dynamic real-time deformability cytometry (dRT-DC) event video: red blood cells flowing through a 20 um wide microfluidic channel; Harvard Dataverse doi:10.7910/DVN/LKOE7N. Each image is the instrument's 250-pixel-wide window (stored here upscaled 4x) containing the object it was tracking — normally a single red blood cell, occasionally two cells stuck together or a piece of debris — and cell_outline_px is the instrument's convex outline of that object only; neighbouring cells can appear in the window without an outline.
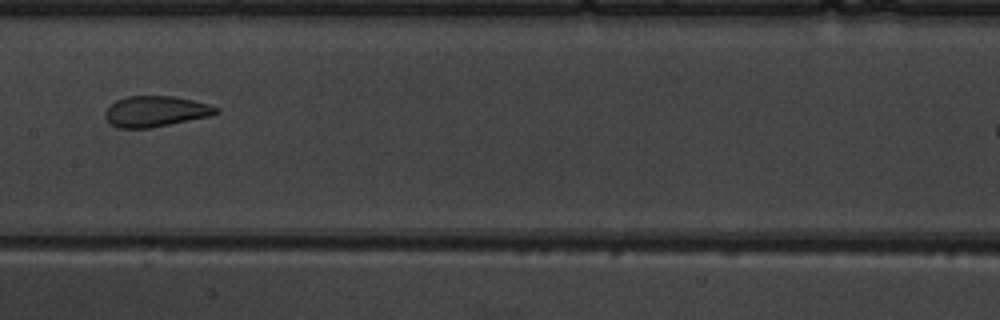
{"species": "common noctule bat (a hibernating species)", "species_latin": "Nyctalus noctula", "temperature_condition": "warm", "stored_images_in_passage": 9, "segment_of_instrument_passage": [1, 2], "camera_frame_rate_fps": 3000, "um_per_image_px": 0.085, "animal": {"sex": "male", "body_mass_g": 19.5, "forearm_length_mm": 54.6}, "frame": {"image": 1, "passage_image": 7, "time_ms": 7.667, "image_size_px": [1000, 320], "cell_outline_px": [[220, 112], [212, 116], [148, 128], [116, 128], [104, 116], [104, 112], [116, 100], [128, 96], [172, 96], [192, 100], [208, 104], [220, 108]], "centroid_in_image_um": [13.25, 9.47], "position_along_channel_um": 194.1, "area_um2": 19.83}}
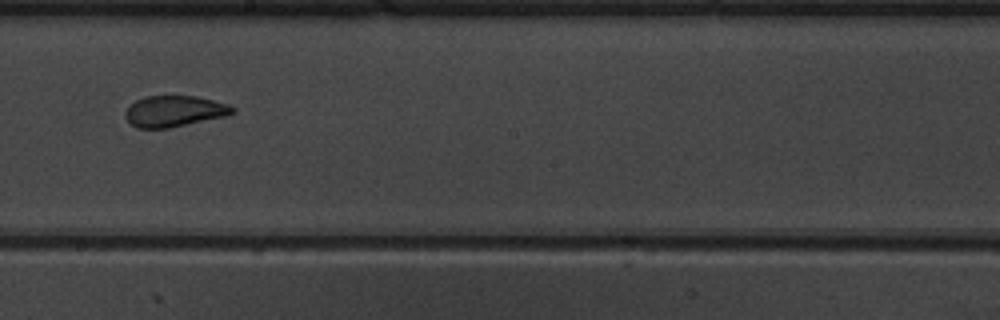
{"frame": {"image": 2, "passage_image": 8, "time_ms": 8.667, "image_size_px": [1000, 320], "cell_outline_px": [[236, 112], [224, 116], [168, 128], [136, 128], [124, 116], [124, 112], [128, 104], [144, 96], [196, 96], [228, 104], [236, 108]], "centroid_in_image_um": [14.78, 9.44], "position_along_channel_um": 233.4, "area_um2": 19.42}}